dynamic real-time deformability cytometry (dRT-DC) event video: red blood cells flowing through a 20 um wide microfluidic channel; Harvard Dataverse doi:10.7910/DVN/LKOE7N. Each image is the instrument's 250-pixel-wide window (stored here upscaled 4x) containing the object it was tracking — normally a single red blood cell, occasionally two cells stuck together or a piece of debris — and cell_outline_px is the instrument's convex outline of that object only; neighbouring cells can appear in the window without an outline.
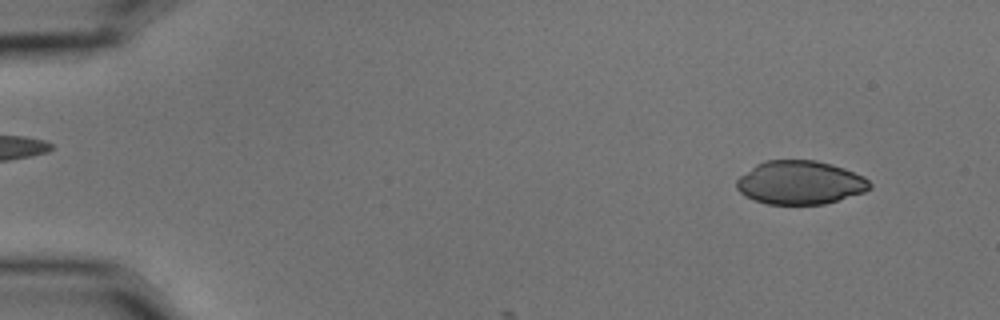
{"species": "common noctule bat (a hibernating species)", "species_latin": "Nyctalus noctula", "temperature_condition": "cold", "stored_images_in_passage": 4, "camera_frame_rate_fps": 3000, "um_per_image_px": 0.085, "animal": {"sex": "male", "body_mass_g": 15.6}, "frame": {"image": 1, "passage_image": 1, "time_ms": 0.0, "image_size_px": [1000, 320], "cell_outline_px": [[872, 188], [864, 192], [824, 204], [768, 204], [744, 196], [736, 188], [736, 180], [740, 176], [756, 164], [764, 160], [816, 160], [832, 164], [844, 168], [864, 176], [872, 184]], "centroid_in_image_um": [68.01, 15.51], "position_along_channel_um": 17.0, "area_um2": 33.87}}